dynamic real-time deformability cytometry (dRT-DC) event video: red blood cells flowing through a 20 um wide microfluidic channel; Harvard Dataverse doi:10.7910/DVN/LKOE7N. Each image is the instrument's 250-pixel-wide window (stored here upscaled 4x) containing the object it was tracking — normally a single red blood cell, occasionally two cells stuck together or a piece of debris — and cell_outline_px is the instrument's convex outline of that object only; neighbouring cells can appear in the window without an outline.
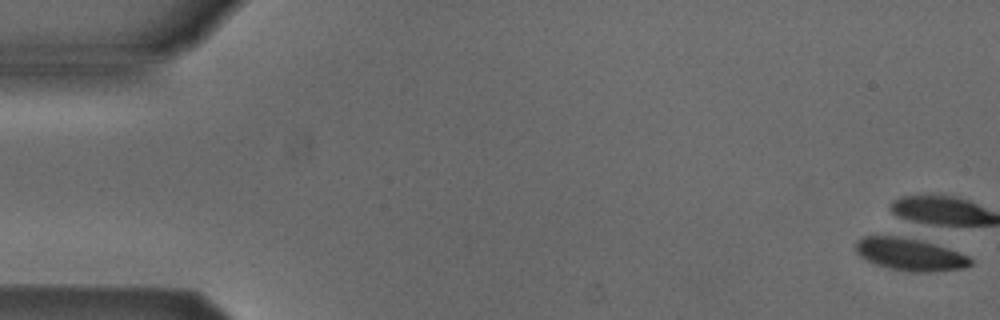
{"species": "Egyptian fruit bat (a non-hibernating species)", "species_latin": "Rousettus aegyptiacus", "temperature_condition": "cold", "stored_images_in_passage": 17, "camera_frame_rate_fps": 3000, "um_per_image_px": 0.085, "animal": {"sex": "male"}, "frame": {"image": 1, "passage_image": 1, "time_ms": 0.0, "image_size_px": [1000, 320], "cell_outline_px": [[972, 264], [964, 268], [928, 272], [912, 272], [888, 268], [876, 264], [860, 256], [856, 252], [856, 244], [864, 236], [912, 236], [968, 256], [972, 260]], "centroid_in_image_um": [77.35, 21.61], "position_along_channel_um": 7.7, "area_um2": 21.62}}